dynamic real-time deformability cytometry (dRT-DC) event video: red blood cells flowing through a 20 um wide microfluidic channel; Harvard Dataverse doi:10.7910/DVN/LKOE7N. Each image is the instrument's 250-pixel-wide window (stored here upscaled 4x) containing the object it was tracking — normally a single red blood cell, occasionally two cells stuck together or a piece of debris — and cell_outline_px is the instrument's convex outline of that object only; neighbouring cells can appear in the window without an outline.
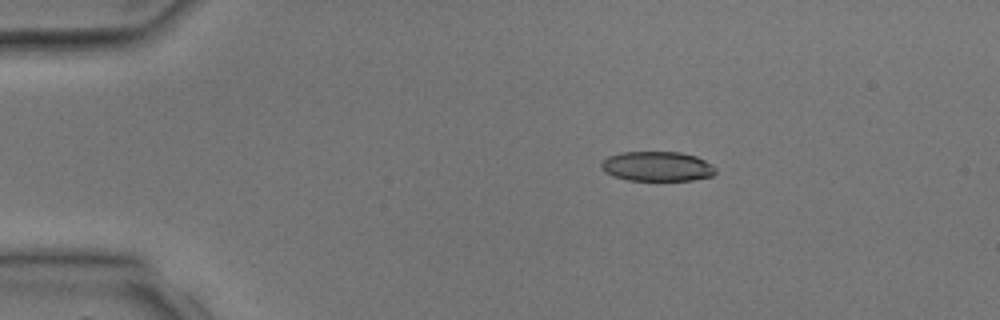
{"species": "common noctule bat (a hibernating species)", "species_latin": "Nyctalus noctula", "temperature_condition": "room temperature", "stored_images_in_passage": 4, "camera_frame_rate_fps": 3000, "um_per_image_px": 0.085, "animal": {"sex": "male", "body_mass_g": 17.9, "forearm_length_mm": 54.2}, "frame": {"image": 1, "passage_image": 2, "time_ms": 2.0, "image_size_px": [1000, 320], "cell_outline_px": [[716, 172], [712, 176], [692, 180], [628, 180], [612, 176], [604, 172], [600, 168], [600, 164], [608, 156], [620, 152], [680, 152], [696, 156], [712, 164], [716, 168]], "centroid_in_image_um": [55.84, 14.14], "position_along_channel_um": 29.2, "area_um2": 19.94}}